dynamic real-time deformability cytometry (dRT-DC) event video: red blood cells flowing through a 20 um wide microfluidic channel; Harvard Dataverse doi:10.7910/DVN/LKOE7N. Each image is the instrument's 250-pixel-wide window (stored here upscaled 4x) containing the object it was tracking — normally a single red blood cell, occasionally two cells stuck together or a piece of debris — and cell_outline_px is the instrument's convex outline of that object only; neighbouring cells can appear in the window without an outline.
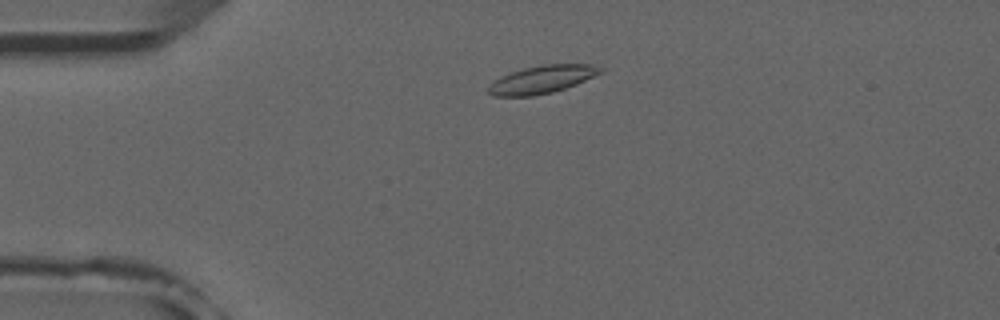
{"species": "common noctule bat (a hibernating species)", "species_latin": "Nyctalus noctula", "temperature_condition": "room temperature", "stored_images_in_passage": 4, "camera_frame_rate_fps": 3000, "um_per_image_px": 0.085, "animal": {"sex": "male", "forearm_length_mm": 52.5}, "frame": {"image": 1, "passage_image": 2, "time_ms": 1.0, "image_size_px": [1000, 320], "cell_outline_px": [[604, 72], [576, 84], [552, 92], [532, 96], [492, 96], [488, 92], [488, 84], [500, 76], [524, 68], [544, 64], [592, 64], [604, 68]], "centroid_in_image_um": [46.07, 6.75], "position_along_channel_um": 38.9, "area_um2": 18.21}}
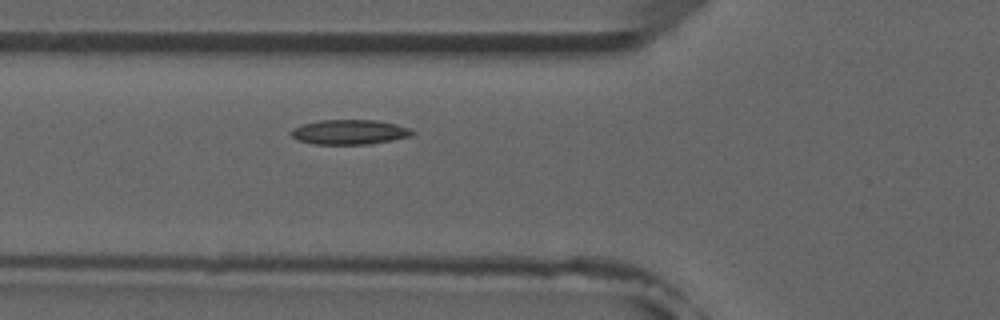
{"frame": {"image": 2, "passage_image": 4, "time_ms": 3.333, "image_size_px": [1000, 320], "cell_outline_px": [[416, 132], [412, 136], [372, 144], [312, 144], [296, 140], [288, 132], [292, 128], [304, 124], [320, 120], [376, 120], [396, 124], [408, 128]], "centroid_in_image_um": [29.69, 11.23], "position_along_channel_um": 96.1, "area_um2": 17.63}}